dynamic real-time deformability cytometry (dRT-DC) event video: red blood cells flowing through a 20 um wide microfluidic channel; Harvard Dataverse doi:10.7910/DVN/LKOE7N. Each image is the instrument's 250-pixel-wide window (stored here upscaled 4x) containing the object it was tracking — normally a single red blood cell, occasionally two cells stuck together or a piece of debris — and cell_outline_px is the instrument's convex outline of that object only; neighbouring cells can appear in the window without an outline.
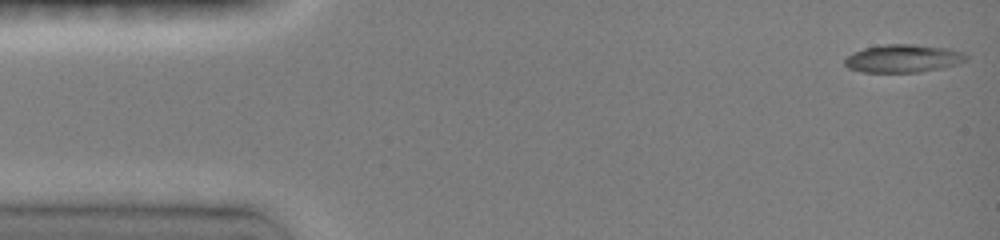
{"species": "common noctule bat (a hibernating species)", "species_latin": "Nyctalus noctula", "temperature_condition": "room temperature", "stored_images_in_passage": 48, "camera_frame_rate_fps": 3000, "um_per_image_px": 0.085, "animal": {"sex": "female", "body_mass_g": 19.0, "forearm_length_mm": 51.5}, "frame": {"image": 1, "passage_image": 1, "time_ms": 0.0, "image_size_px": [1000, 240], "cell_outline_px": [[968, 60], [944, 68], [920, 72], [860, 72], [848, 68], [844, 64], [844, 60], [852, 52], [864, 48], [884, 44], [912, 44], [948, 48], [964, 52], [968, 56]], "centroid_in_image_um": [76.78, 4.97], "position_along_channel_um": 8.2, "area_um2": 20.0}}
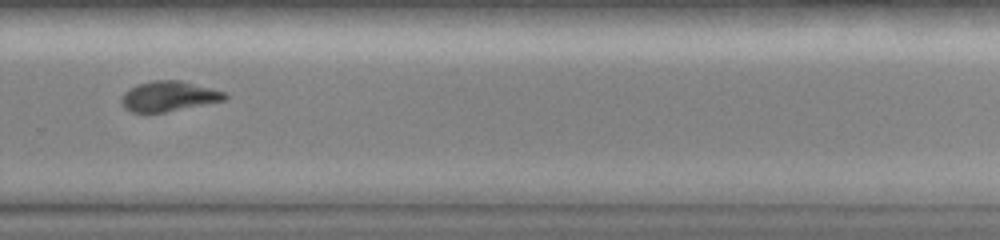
{"frame": {"image": 2, "passage_image": 33, "time_ms": 10.333, "image_size_px": [1000, 240], "cell_outline_px": [[228, 96], [224, 100], [164, 112], [132, 112], [124, 108], [120, 100], [124, 92], [128, 88], [136, 84], [152, 80], [180, 80], [224, 92]], "centroid_in_image_um": [14.27, 8.17], "position_along_channel_um": 315.5, "area_um2": 17.98}}
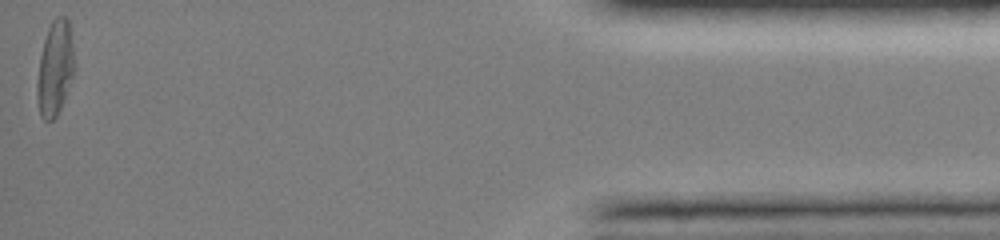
{"frame": {"image": 3, "passage_image": 48, "time_ms": 15.0, "image_size_px": [1000, 240], "cell_outline_px": [[76, 64], [64, 100], [56, 116], [52, 120], [44, 120], [40, 116], [36, 96], [36, 84], [40, 56], [44, 40], [48, 28], [52, 20], [56, 16], [64, 16], [68, 20]], "centroid_in_image_um": [4.67, 5.8], "position_along_channel_um": 430.5, "area_um2": 20.69}, "authors_computed_cell_mechanics": {"area_um2": 19.2763, "velocity_mm_per_s": 4.0937, "shape_relaxation_time_tau1_ms": 5.0346, "shape_relaxation_time_tau2_ms": 6.5568, "deformation_change_tau1": 0.2092, "deformation_change_tau2": 0.121}}